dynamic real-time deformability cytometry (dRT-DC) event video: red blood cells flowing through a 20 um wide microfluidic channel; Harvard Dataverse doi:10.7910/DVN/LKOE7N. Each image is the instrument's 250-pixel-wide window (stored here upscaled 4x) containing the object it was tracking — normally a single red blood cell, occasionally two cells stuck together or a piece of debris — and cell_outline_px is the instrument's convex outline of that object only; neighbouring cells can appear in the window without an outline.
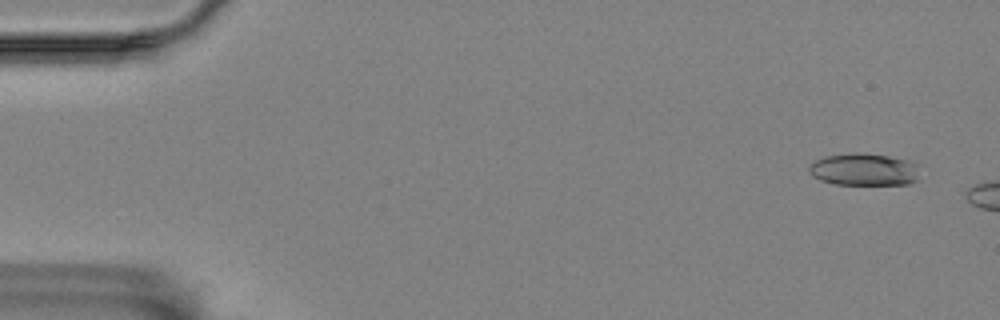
{"species": "Egyptian fruit bat (a non-hibernating species)", "species_latin": "Rousettus aegyptiacus", "temperature_condition": "room temperature", "stored_images_in_passage": 6, "camera_frame_rate_fps": 3000, "um_per_image_px": 0.085, "animal": {"sex": "female"}, "frame": {"image": 1, "passage_image": 1, "time_ms": 0.0, "image_size_px": [1000, 320], "cell_outline_px": [[920, 164], [916, 180], [908, 184], [836, 184], [820, 180], [812, 176], [808, 168], [816, 160], [824, 156], [888, 156], [908, 160]], "centroid_in_image_um": [73.49, 14.46], "position_along_channel_um": 11.5, "area_um2": 19.88}}